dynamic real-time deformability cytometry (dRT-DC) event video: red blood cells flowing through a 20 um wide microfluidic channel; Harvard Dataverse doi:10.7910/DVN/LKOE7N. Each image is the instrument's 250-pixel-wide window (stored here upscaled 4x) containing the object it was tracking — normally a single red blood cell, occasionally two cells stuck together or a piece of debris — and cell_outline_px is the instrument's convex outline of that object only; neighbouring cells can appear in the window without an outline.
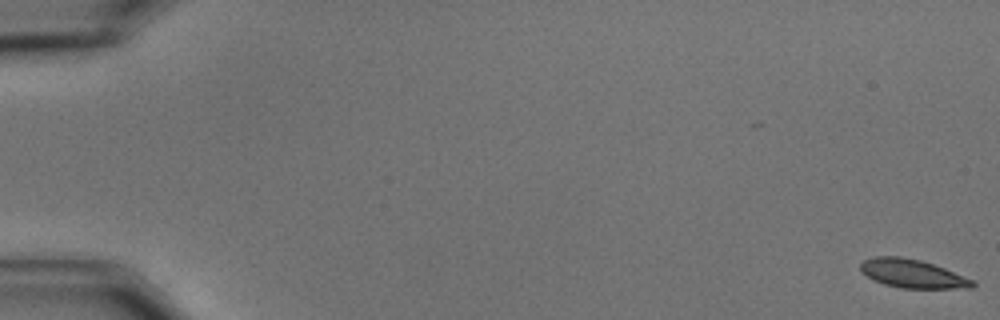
{"species": "common noctule bat (a hibernating species)", "species_latin": "Nyctalus noctula", "temperature_condition": "cold", "stored_images_in_passage": 26, "camera_frame_rate_fps": 3000, "um_per_image_px": 0.085, "animal": {"sex": "male", "body_mass_g": 15.6}, "frame": {"image": 1, "passage_image": 1, "time_ms": 0.0, "image_size_px": [1000, 320], "cell_outline_px": [[976, 284], [972, 288], [900, 288], [884, 284], [872, 280], [860, 272], [860, 264], [864, 260], [872, 256], [900, 256], [920, 260], [944, 268], [976, 280]], "centroid_in_image_um": [77.54, 23.26], "position_along_channel_um": 7.5, "area_um2": 18.84}}
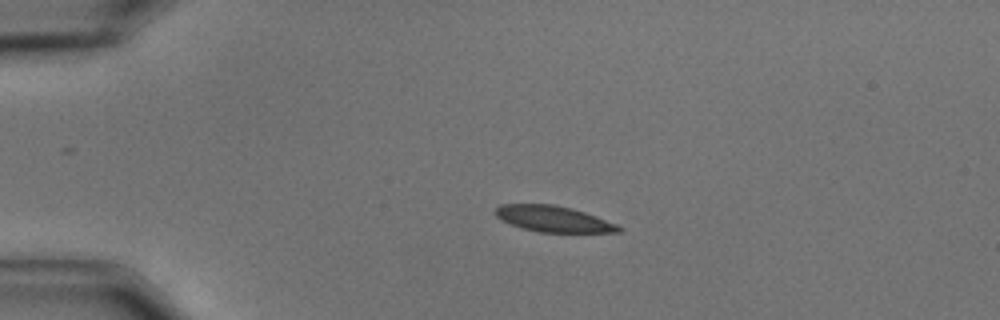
{"frame": {"image": 2, "passage_image": 14, "time_ms": 4.333, "image_size_px": [1000, 320], "cell_outline_px": [[624, 228], [620, 232], [540, 232], [524, 228], [500, 220], [496, 216], [496, 208], [500, 204], [552, 204], [572, 208], [596, 216], [616, 224]], "centroid_in_image_um": [47.05, 18.6], "position_along_channel_um": 38.0, "area_um2": 18.5}}